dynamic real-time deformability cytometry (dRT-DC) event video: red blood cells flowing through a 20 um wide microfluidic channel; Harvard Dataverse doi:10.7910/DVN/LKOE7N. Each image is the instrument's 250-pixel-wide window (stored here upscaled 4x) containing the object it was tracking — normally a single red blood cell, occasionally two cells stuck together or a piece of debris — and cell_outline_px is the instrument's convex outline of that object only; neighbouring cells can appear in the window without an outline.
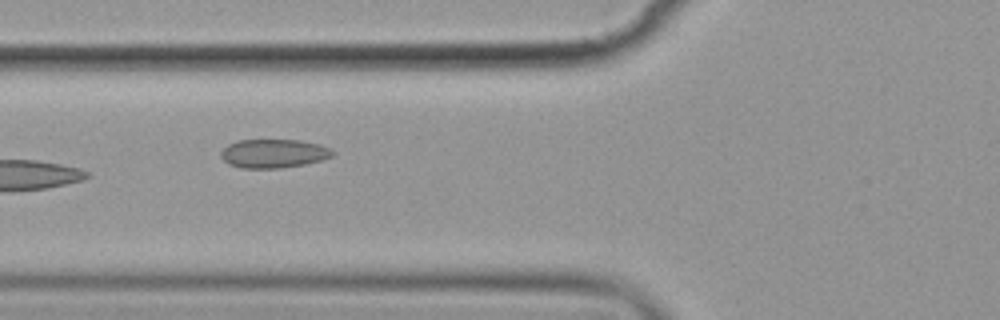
{"species": "common noctule bat (a hibernating species)", "species_latin": "Nyctalus noctula", "temperature_condition": "cold", "stored_images_in_passage": 14, "camera_frame_rate_fps": 3000, "um_per_image_px": 0.085, "animal": {"sex": "female", "body_mass_g": 19.9}, "frame": {"image": 1, "passage_image": 5, "time_ms": 5.333, "image_size_px": [1000, 320], "cell_outline_px": [[336, 152], [332, 156], [320, 160], [304, 164], [280, 168], [240, 168], [228, 164], [220, 156], [220, 152], [228, 144], [236, 140], [300, 140], [320, 144]], "centroid_in_image_um": [23.23, 13.04], "position_along_channel_um": 102.6, "area_um2": 18.73}}
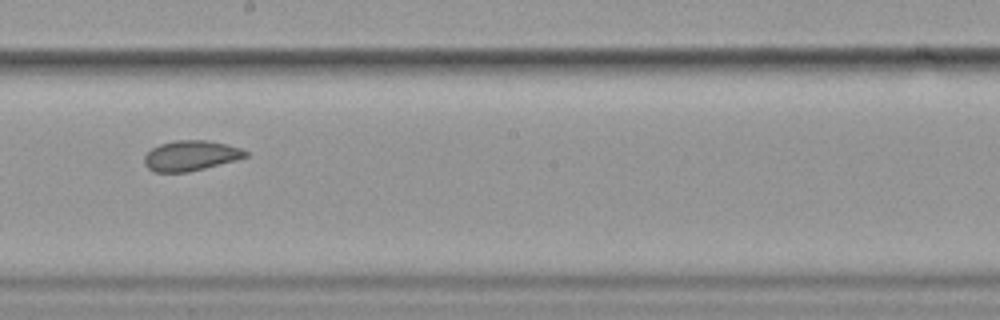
{"frame": {"image": 2, "passage_image": 8, "time_ms": 9.0, "image_size_px": [1000, 320], "cell_outline_px": [[248, 156], [236, 160], [188, 172], [152, 172], [144, 164], [144, 156], [152, 148], [160, 144], [176, 140], [204, 140], [228, 144], [240, 148], [248, 152]], "centroid_in_image_um": [16.2, 13.23], "position_along_channel_um": 232.0, "area_um2": 17.8}}
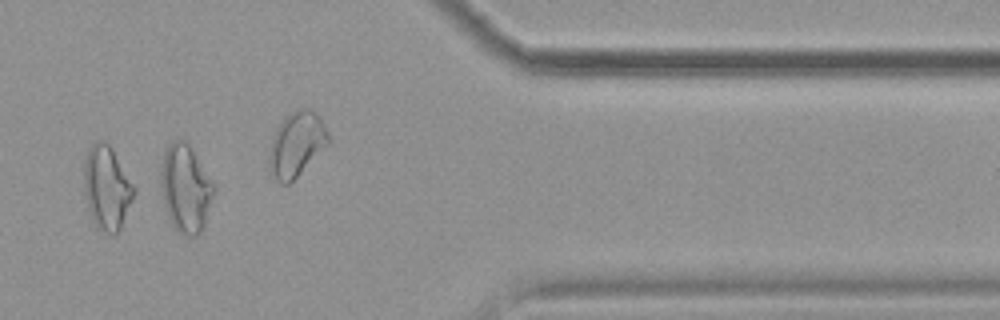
{"frame": {"image": 3, "passage_image": 12, "time_ms": 13.667, "image_size_px": [1000, 320], "cell_outline_px": [[136, 192], [120, 228], [116, 236], [112, 236], [96, 228], [92, 220], [88, 208], [84, 192], [84, 156], [88, 148], [96, 140], [104, 140], [112, 148], [136, 188]], "centroid_in_image_um": [9.07, 15.96], "position_along_channel_um": 402.3, "area_um2": 24.8}, "authors_computed_cell_mechanics": {"area_um2": 19.1029, "velocity_mm_per_s": 3.5369, "shape_relaxation_time_tau1_ms": 6.9717, "shape_relaxation_time_tau2_ms": 1.9295, "deformation_change_tau1": 0.0875, "deformation_change_tau2": 0.0342}}